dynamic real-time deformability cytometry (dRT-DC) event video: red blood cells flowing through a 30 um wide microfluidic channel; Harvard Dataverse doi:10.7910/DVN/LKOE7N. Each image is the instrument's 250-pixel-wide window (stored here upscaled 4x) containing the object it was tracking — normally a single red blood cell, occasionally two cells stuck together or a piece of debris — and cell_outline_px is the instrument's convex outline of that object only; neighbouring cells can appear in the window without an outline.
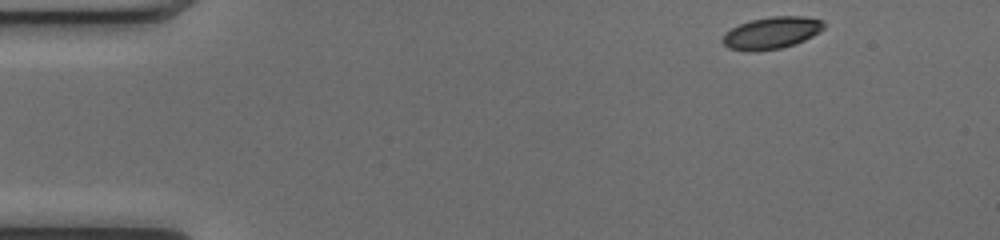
{"species": "common noctule bat (a hibernating species)", "species_latin": "Nyctalus noctula", "temperature_condition": "cold", "stored_images_in_passage": 46, "camera_frame_rate_fps": 3000, "um_per_image_px": 0.085, "animal": {"sex": "female", "body_mass_g": 17.0, "forearm_length_mm": 48.0}, "frame": {"image": 1, "passage_image": 1, "time_ms": 0.0, "image_size_px": [1000, 240], "cell_outline_px": [[828, 24], [820, 32], [804, 40], [780, 48], [728, 48], [720, 40], [724, 32], [740, 24], [752, 20], [772, 16], [804, 16], [824, 20]], "centroid_in_image_um": [65.66, 2.73], "position_along_channel_um": 19.3, "area_um2": 18.26}}
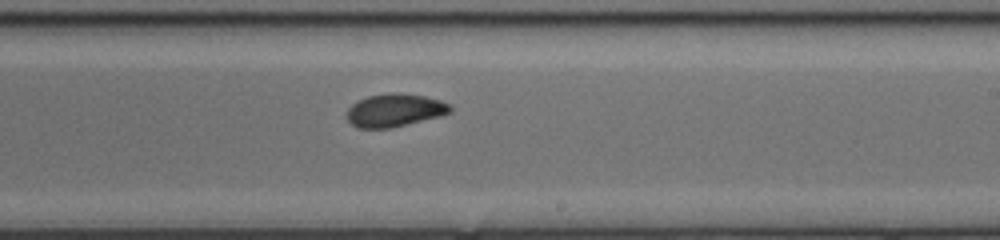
{"frame": {"image": 2, "passage_image": 26, "time_ms": 8.333, "image_size_px": [1000, 240], "cell_outline_px": [[452, 112], [440, 116], [388, 128], [356, 128], [348, 120], [348, 108], [352, 104], [368, 96], [392, 92], [396, 92], [424, 96], [440, 100], [448, 104], [452, 108]], "centroid_in_image_um": [33.55, 9.36], "position_along_channel_um": 255.4, "area_um2": 19.59}}
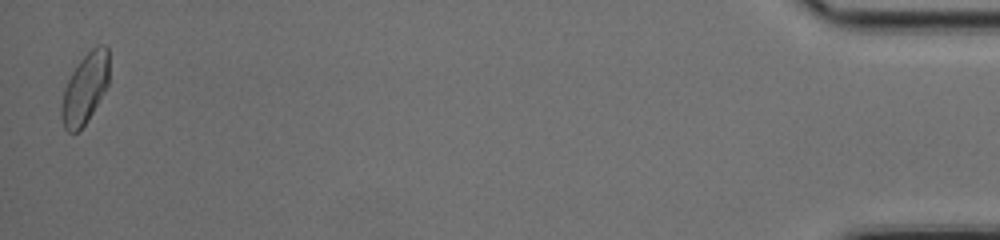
{"frame": {"image": 3, "passage_image": 46, "time_ms": 15.0, "image_size_px": [1000, 240], "cell_outline_px": [[108, 84], [88, 120], [76, 132], [68, 132], [64, 128], [60, 116], [60, 108], [64, 88], [72, 72], [80, 60], [96, 44], [104, 44], [108, 48]], "centroid_in_image_um": [7.2, 7.51], "position_along_channel_um": 428.0, "area_um2": 19.42}, "authors_computed_cell_mechanics": {"area_um2": 19.4208, "velocity_mm_per_s": 4.0236, "shape_relaxation_time_tau1_ms": 3.3235, "shape_relaxation_time_tau2_ms": 1.6838, "deformation_change_tau1": 0.1131, "deformation_change_tau2": 0.0496}}